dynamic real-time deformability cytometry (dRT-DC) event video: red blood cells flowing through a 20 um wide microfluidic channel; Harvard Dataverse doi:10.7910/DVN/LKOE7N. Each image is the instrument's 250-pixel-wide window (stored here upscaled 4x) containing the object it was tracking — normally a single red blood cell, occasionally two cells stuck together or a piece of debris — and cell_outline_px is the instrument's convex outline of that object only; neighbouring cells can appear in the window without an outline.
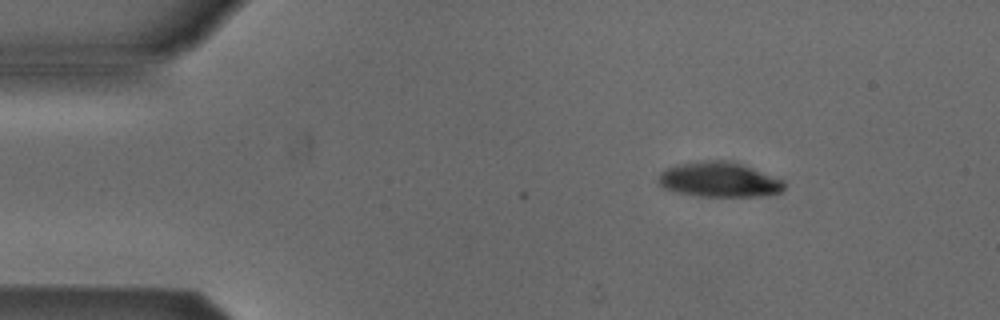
{"species": "Egyptian fruit bat (a non-hibernating species)", "species_latin": "Rousettus aegyptiacus", "temperature_condition": "cold", "stored_images_in_passage": 2, "camera_frame_rate_fps": 3000, "um_per_image_px": 0.085, "animal": {"sex": "male"}, "frame": {"image": 1, "passage_image": 2, "time_ms": 1.333, "image_size_px": [1000, 320], "cell_outline_px": [[784, 192], [768, 196], [696, 196], [676, 192], [664, 188], [656, 180], [660, 172], [676, 164], [700, 160], [736, 160], [784, 180]], "centroid_in_image_um": [61.17, 15.25], "position_along_channel_um": 23.8, "area_um2": 26.36}}